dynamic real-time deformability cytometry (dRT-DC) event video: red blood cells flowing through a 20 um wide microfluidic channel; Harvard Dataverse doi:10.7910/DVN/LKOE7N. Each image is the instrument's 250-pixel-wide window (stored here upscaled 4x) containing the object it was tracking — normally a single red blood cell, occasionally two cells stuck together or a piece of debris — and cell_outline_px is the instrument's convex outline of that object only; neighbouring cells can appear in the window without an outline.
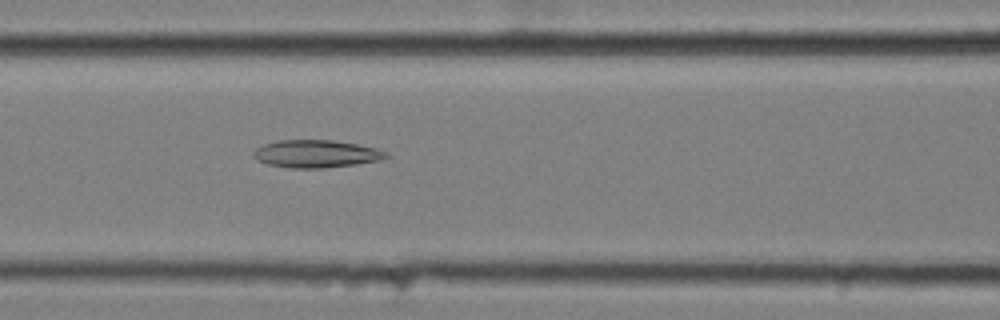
{"species": "common noctule bat (a hibernating species)", "species_latin": "Nyctalus noctula", "temperature_condition": "cold", "stored_images_in_passage": 58, "camera_frame_rate_fps": 3000, "um_per_image_px": 0.085, "animal": {"sex": "female", "body_mass_g": 25.1}, "frame": {"image": 1, "passage_image": 25, "time_ms": 8.0, "image_size_px": [1000, 320], "cell_outline_px": [[388, 156], [380, 160], [356, 164], [320, 168], [292, 168], [268, 164], [252, 156], [252, 152], [256, 148], [264, 144], [276, 140], [332, 140], [356, 144], [376, 148], [388, 152]], "centroid_in_image_um": [26.86, 13.06], "position_along_channel_um": 139.7, "area_um2": 21.21}}
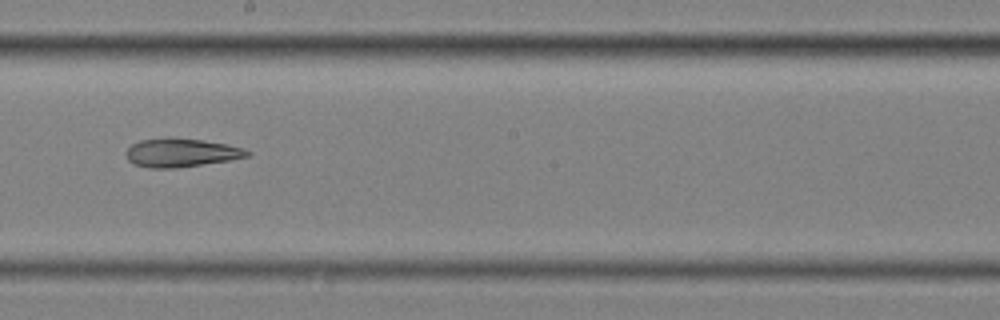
{"frame": {"image": 2, "passage_image": 33, "time_ms": 10.667, "image_size_px": [1000, 320], "cell_outline_px": [[252, 156], [228, 160], [176, 168], [148, 168], [132, 164], [128, 160], [124, 152], [132, 144], [140, 140], [168, 136], [172, 136], [204, 140], [228, 144], [244, 148], [252, 152]], "centroid_in_image_um": [15.39, 12.96], "position_along_channel_um": 232.8, "area_um2": 20.69}}
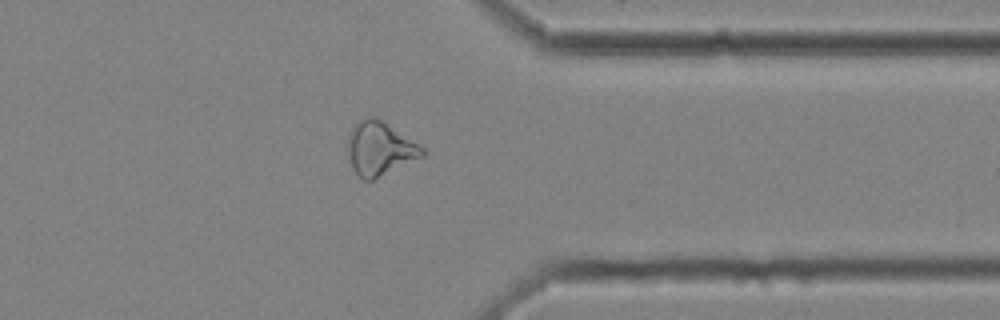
{"frame": {"image": 3, "passage_image": 46, "time_ms": 15.0, "image_size_px": [1000, 320], "cell_outline_px": [[424, 156], [372, 180], [364, 180], [356, 176], [348, 152], [348, 132], [360, 120], [368, 116], [372, 116], [380, 120], [424, 148]], "centroid_in_image_um": [32.25, 12.65], "position_along_channel_um": 379.1, "area_um2": 22.77}}